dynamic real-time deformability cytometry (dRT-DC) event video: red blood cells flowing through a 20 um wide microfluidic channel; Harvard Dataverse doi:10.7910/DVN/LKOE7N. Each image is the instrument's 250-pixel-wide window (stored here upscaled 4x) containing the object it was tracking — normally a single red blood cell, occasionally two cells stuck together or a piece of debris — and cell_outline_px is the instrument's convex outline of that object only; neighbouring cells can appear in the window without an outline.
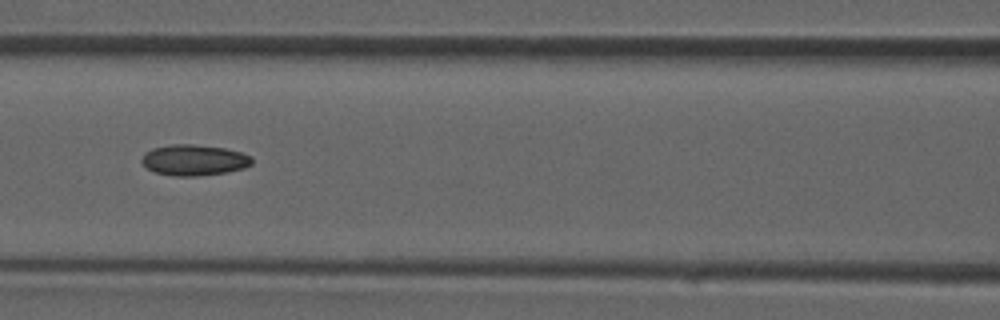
{"species": "common noctule bat (a hibernating species)", "species_latin": "Nyctalus noctula", "temperature_condition": "room temperature", "stored_images_in_passage": 40, "camera_frame_rate_fps": 3000, "um_per_image_px": 0.085, "animal": {"sex": "male", "forearm_length_mm": 52.5}, "frame": {"image": 1, "passage_image": 18, "time_ms": 5.667, "image_size_px": [1000, 320], "cell_outline_px": [[252, 164], [244, 168], [224, 172], [196, 176], [176, 176], [156, 172], [148, 168], [140, 160], [144, 152], [152, 148], [172, 144], [192, 144], [224, 148], [240, 152], [252, 156]], "centroid_in_image_um": [16.48, 13.59], "position_along_channel_um": 150.1, "area_um2": 19.71}}